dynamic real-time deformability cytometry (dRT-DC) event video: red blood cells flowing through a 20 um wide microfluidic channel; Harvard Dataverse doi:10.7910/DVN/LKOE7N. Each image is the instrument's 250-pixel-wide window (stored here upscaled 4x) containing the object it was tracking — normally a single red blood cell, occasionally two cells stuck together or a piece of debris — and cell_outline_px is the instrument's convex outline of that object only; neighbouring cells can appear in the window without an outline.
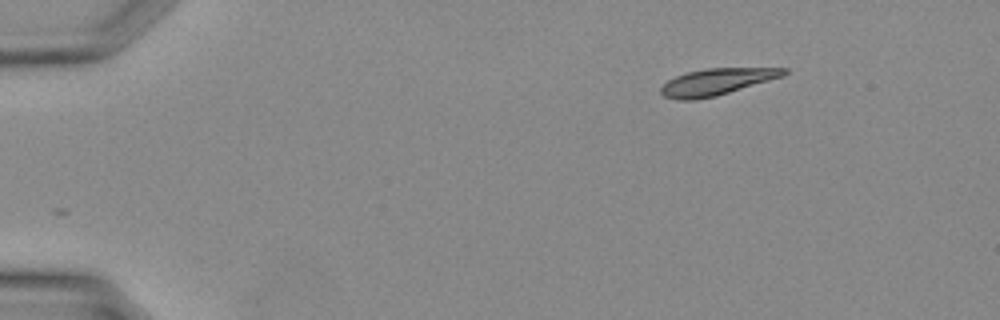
{"species": "Egyptian fruit bat (a non-hibernating species)", "species_latin": "Rousettus aegyptiacus", "temperature_condition": "warm", "stored_images_in_passage": 33, "camera_frame_rate_fps": 3000, "um_per_image_px": 0.085, "animal": {"sex": "female"}, "frame": {"image": 1, "passage_image": 1, "time_ms": 0.0, "image_size_px": [1000, 320], "cell_outline_px": [[788, 72], [784, 76], [716, 96], [696, 100], [680, 100], [664, 96], [660, 92], [660, 88], [668, 80], [676, 76], [688, 72], [704, 68], [788, 68]], "centroid_in_image_um": [60.92, 6.95], "position_along_channel_um": 24.1, "area_um2": 19.02}}
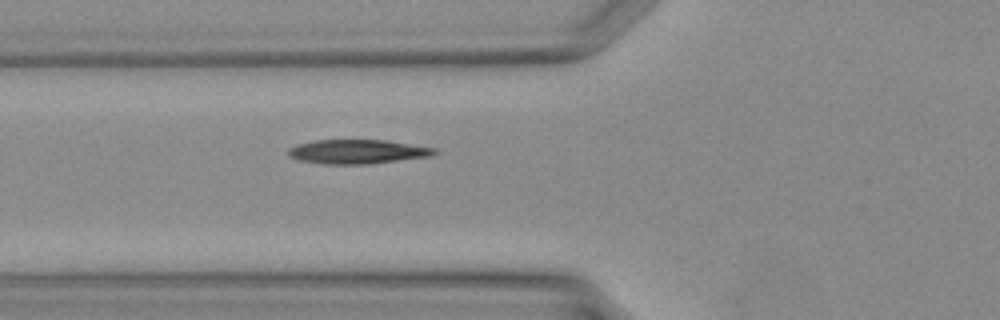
{"frame": {"image": 2, "passage_image": 10, "time_ms": 3.0, "image_size_px": [1000, 320], "cell_outline_px": [[436, 152], [432, 156], [368, 164], [324, 164], [296, 160], [288, 156], [288, 148], [296, 144], [312, 140], [384, 140], [436, 148]], "centroid_in_image_um": [30.32, 12.89], "position_along_channel_um": 95.5, "area_um2": 20.69}}
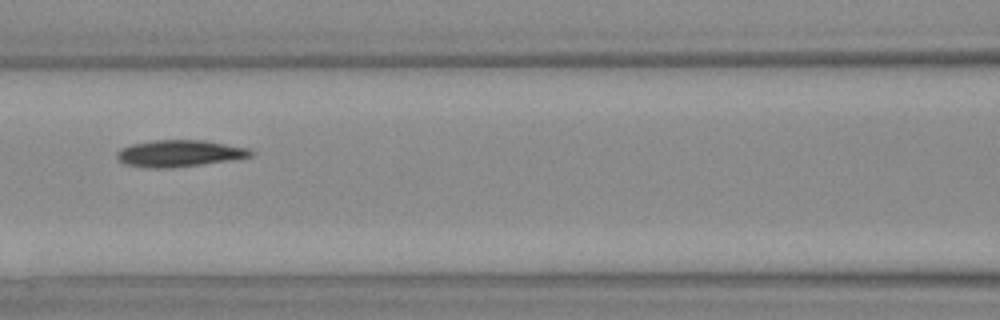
{"frame": {"image": 3, "passage_image": 13, "time_ms": 4.0, "image_size_px": [1000, 320], "cell_outline_px": [[252, 156], [200, 164], [172, 168], [144, 168], [124, 164], [116, 160], [116, 152], [120, 148], [132, 144], [152, 140], [204, 140], [248, 148], [252, 152]], "centroid_in_image_um": [15.14, 13.04], "position_along_channel_um": 151.5, "area_um2": 20.81}}